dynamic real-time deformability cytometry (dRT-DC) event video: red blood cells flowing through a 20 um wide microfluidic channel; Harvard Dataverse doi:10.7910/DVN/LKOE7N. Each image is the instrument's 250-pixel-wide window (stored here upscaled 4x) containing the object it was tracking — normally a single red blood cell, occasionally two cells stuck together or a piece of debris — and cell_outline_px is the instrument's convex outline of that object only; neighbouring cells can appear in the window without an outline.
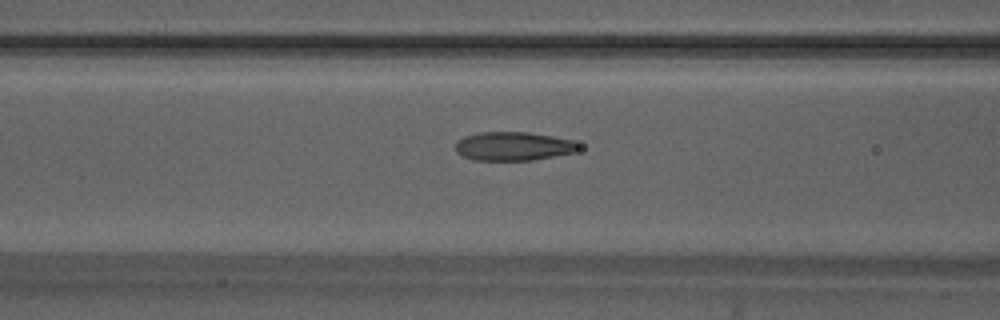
{"species": "Egyptian fruit bat (a non-hibernating species)", "species_latin": "Rousettus aegyptiacus", "temperature_condition": "warm", "stored_images_in_passage": 53, "camera_frame_rate_fps": 3000, "um_per_image_px": 0.085, "animal": {"sex": "male"}, "frame": {"image": 1, "passage_image": 21, "time_ms": 6.667, "image_size_px": [1000, 320], "cell_outline_px": [[580, 148], [572, 152], [532, 160], [472, 160], [456, 152], [456, 144], [464, 136], [480, 132], [528, 132], [552, 136], [572, 140], [580, 144]], "centroid_in_image_um": [43.62, 12.42], "position_along_channel_um": 123.0, "area_um2": 20.4}}
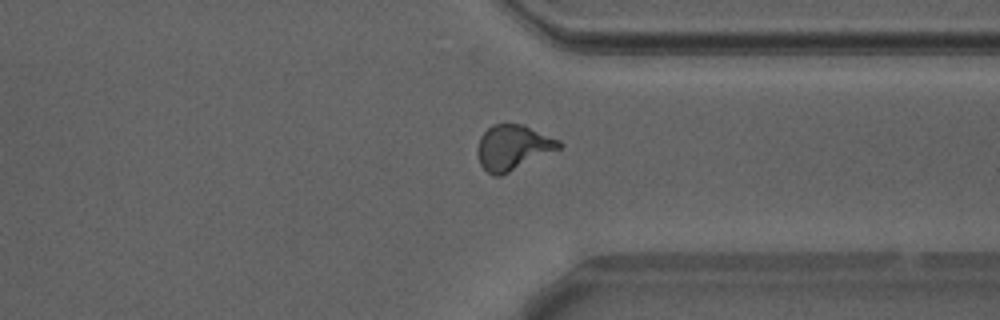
{"frame": {"image": 2, "passage_image": 40, "time_ms": 13.0, "image_size_px": [1000, 320], "cell_outline_px": [[564, 144], [560, 148], [500, 176], [492, 176], [480, 164], [476, 152], [476, 148], [480, 136], [492, 124], [524, 124], [560, 140]], "centroid_in_image_um": [43.58, 12.52], "position_along_channel_um": 367.8, "area_um2": 21.44}}
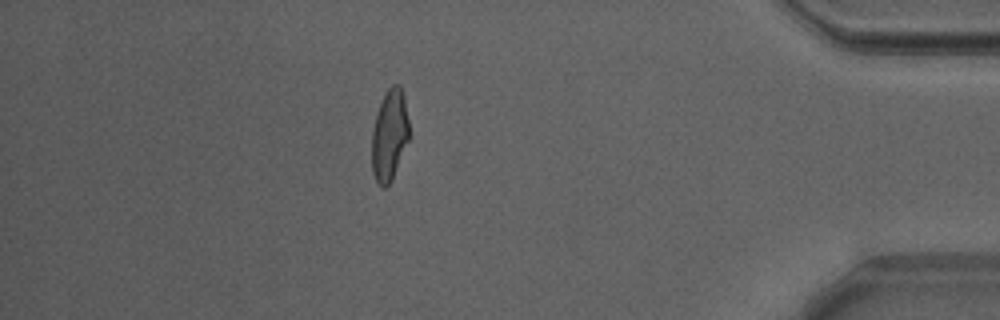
{"frame": {"image": 3, "passage_image": 46, "time_ms": 15.0, "image_size_px": [1000, 320], "cell_outline_px": [[408, 140], [392, 176], [388, 184], [384, 188], [376, 180], [372, 172], [372, 132], [376, 112], [388, 88], [392, 84], [400, 84], [404, 96], [408, 120]], "centroid_in_image_um": [33.09, 11.43], "position_along_channel_um": 402.1, "area_um2": 19.31}, "authors_computed_cell_mechanics": {"area_um2": 20.4034, "velocity_mm_per_s": 3.8809, "shape_relaxation_time_tau1_ms": 5.7144, "shape_relaxation_time_tau2_ms": 0.9443, "deformation_change_tau1": 0.2075, "deformation_change_tau2": 0.0773}}